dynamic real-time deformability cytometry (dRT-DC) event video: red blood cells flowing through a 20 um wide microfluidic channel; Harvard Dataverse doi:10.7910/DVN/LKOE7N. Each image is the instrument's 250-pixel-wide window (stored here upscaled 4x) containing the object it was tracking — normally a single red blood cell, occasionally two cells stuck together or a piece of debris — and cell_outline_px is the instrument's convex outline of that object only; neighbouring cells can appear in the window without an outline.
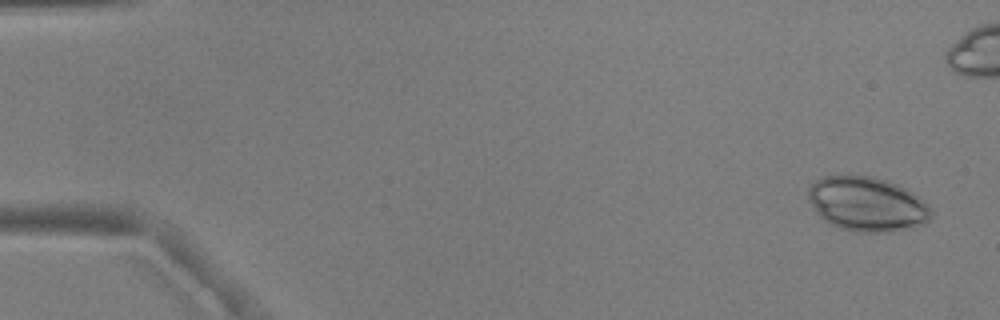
{"species": "common noctule bat (a hibernating species)", "species_latin": "Nyctalus noctula", "temperature_condition": "warm", "stored_images_in_passage": 55, "camera_frame_rate_fps": 3000, "um_per_image_px": 0.085, "animal": {"sex": "male", "body_mass_g": 17.9, "forearm_length_mm": 54.2}, "frame": {"image": 1, "passage_image": 3, "time_ms": 0.667, "image_size_px": [1000, 320], "cell_outline_px": [[932, 216], [924, 224], [916, 228], [892, 232], [856, 232], [840, 228], [824, 220], [816, 212], [808, 200], [808, 188], [816, 180], [824, 176], [872, 176], [888, 180], [904, 188], [928, 204], [932, 208]], "centroid_in_image_um": [73.72, 17.37], "position_along_channel_um": 11.3, "area_um2": 39.13}}
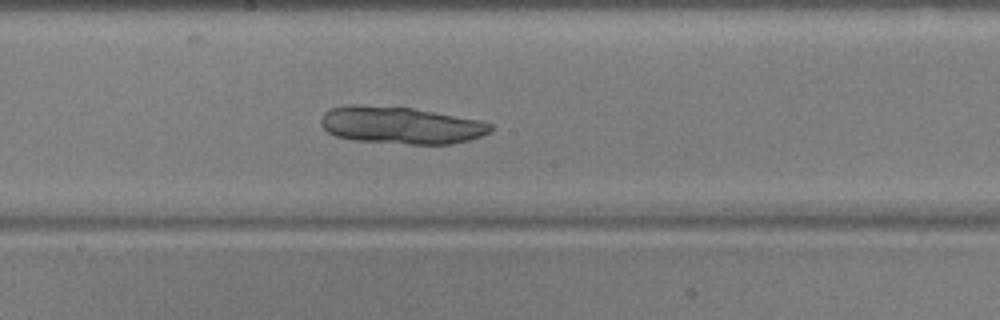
{"frame": {"image": 2, "passage_image": 30, "time_ms": 9.667, "image_size_px": [1000, 320], "cell_outline_px": [[492, 132], [472, 140], [452, 144], [408, 144], [352, 140], [336, 136], [328, 132], [320, 124], [320, 120], [324, 112], [332, 108], [344, 104], [360, 104], [412, 108], [480, 120], [492, 124]], "centroid_in_image_um": [34.07, 10.64], "position_along_channel_um": 214.1, "area_um2": 37.17}}
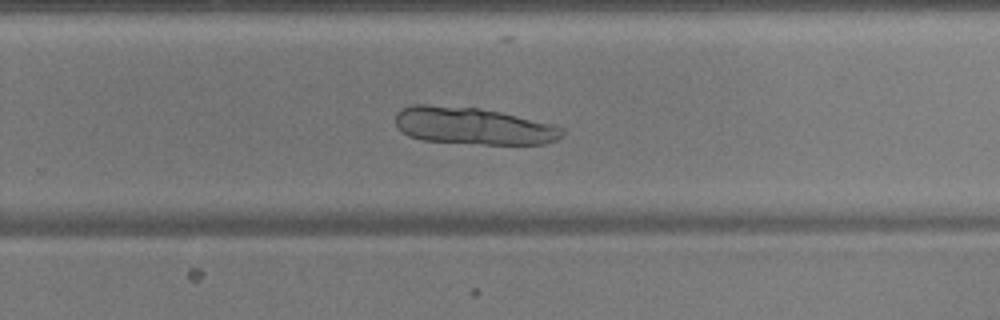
{"frame": {"image": 3, "passage_image": 36, "time_ms": 11.667, "image_size_px": [1000, 320], "cell_outline_px": [[564, 132], [556, 140], [544, 144], [484, 144], [424, 140], [408, 136], [396, 128], [396, 112], [400, 108], [412, 104], [428, 104], [476, 108], [500, 112], [552, 124], [564, 128]], "centroid_in_image_um": [40.16, 10.7], "position_along_channel_um": 289.6, "area_um2": 36.07}}